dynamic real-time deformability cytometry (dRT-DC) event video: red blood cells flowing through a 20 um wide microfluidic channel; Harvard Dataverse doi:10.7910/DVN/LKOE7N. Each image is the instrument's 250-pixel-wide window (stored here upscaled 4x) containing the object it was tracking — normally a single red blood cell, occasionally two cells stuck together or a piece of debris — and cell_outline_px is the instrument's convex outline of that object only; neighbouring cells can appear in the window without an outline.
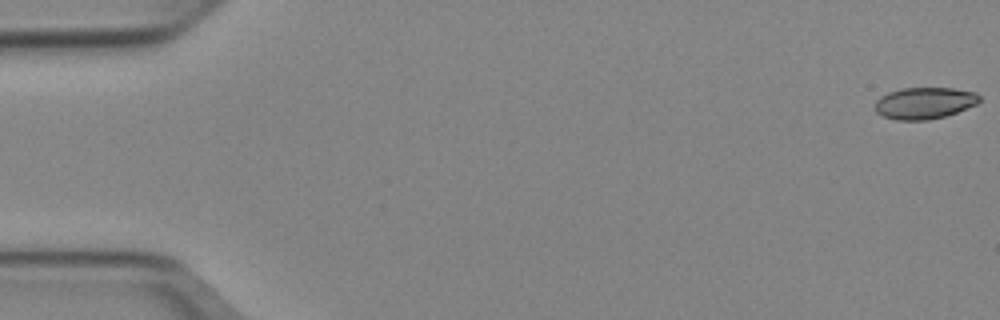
{"species": "Egyptian fruit bat (a non-hibernating species)", "species_latin": "Rousettus aegyptiacus", "temperature_condition": "cold", "stored_images_in_passage": 52, "camera_frame_rate_fps": 3000, "um_per_image_px": 0.085, "animal": {"sex": "female"}, "frame": {"image": 1, "passage_image": 1, "time_ms": 0.0, "image_size_px": [1000, 320], "cell_outline_px": [[980, 100], [976, 104], [956, 112], [944, 116], [928, 120], [896, 120], [884, 116], [876, 112], [876, 100], [880, 96], [888, 92], [904, 88], [952, 88], [976, 92], [980, 96]], "centroid_in_image_um": [78.57, 8.75], "position_along_channel_um": 6.4, "area_um2": 19.13}}
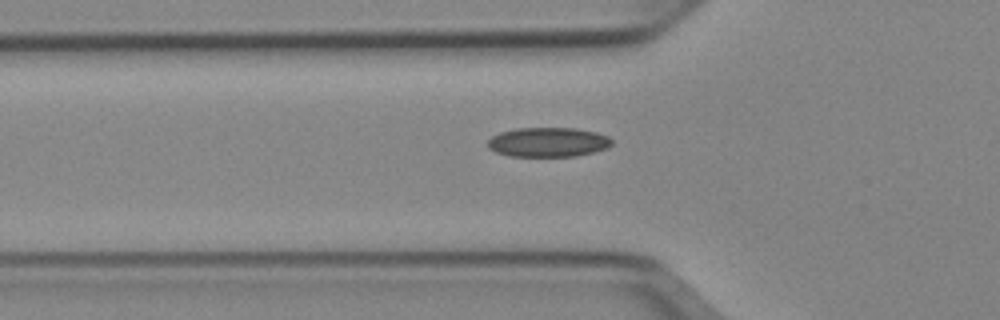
{"frame": {"image": 2, "passage_image": 18, "time_ms": 5.667, "image_size_px": [1000, 320], "cell_outline_px": [[612, 144], [608, 148], [576, 156], [508, 156], [496, 152], [488, 148], [488, 140], [492, 136], [500, 132], [516, 128], [576, 128], [596, 132], [608, 136], [612, 140]], "centroid_in_image_um": [46.58, 12.08], "position_along_channel_um": 79.2, "area_um2": 21.39}}
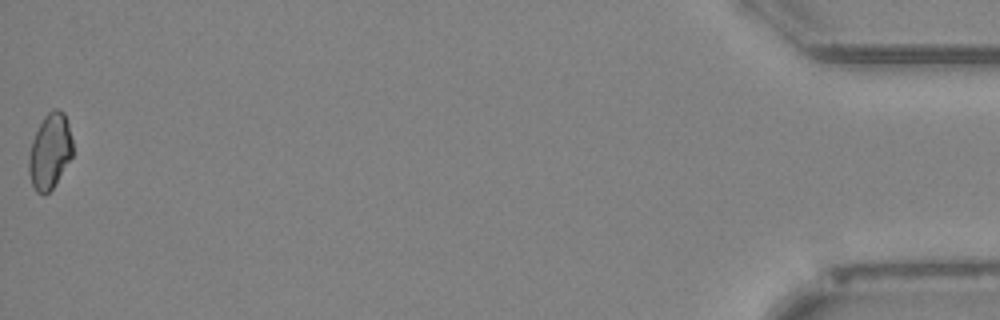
{"frame": {"image": 3, "passage_image": 52, "time_ms": 17.0, "image_size_px": [1000, 320], "cell_outline_px": [[72, 156], [52, 188], [44, 196], [36, 192], [32, 184], [28, 172], [28, 156], [32, 140], [44, 116], [52, 108], [56, 108], [64, 112], [68, 124], [72, 140]], "centroid_in_image_um": [4.22, 12.85], "position_along_channel_um": 431.0, "area_um2": 19.19}}